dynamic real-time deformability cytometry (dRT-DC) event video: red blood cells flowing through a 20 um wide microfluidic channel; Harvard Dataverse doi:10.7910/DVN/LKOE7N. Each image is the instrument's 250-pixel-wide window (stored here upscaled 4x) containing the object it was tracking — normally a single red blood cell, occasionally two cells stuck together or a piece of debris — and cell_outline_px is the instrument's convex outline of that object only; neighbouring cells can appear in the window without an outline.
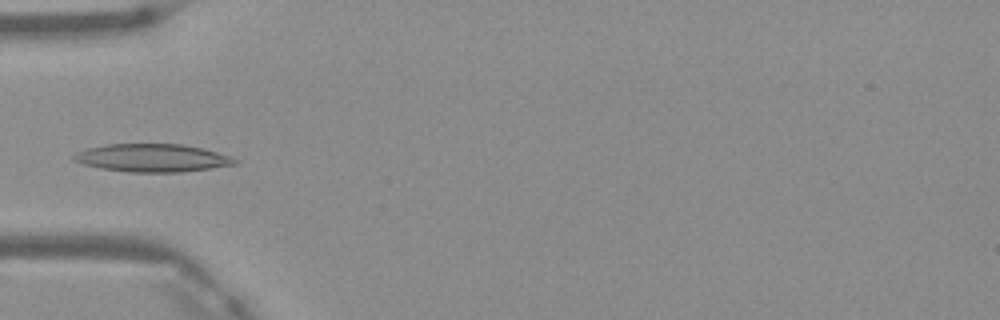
{"species": "Egyptian fruit bat (a non-hibernating species)", "species_latin": "Rousettus aegyptiacus", "temperature_condition": "warm", "stored_images_in_passage": 4, "camera_frame_rate_fps": 3000, "um_per_image_px": 0.085, "frame": {"image": 1, "passage_image": 4, "time_ms": 1.0, "image_size_px": [1000, 320], "cell_outline_px": [[240, 164], [212, 168], [180, 172], [128, 172], [100, 168], [84, 164], [72, 160], [72, 156], [88, 148], [108, 144], [184, 144], [216, 152], [240, 160]], "centroid_in_image_um": [12.98, 13.43], "position_along_channel_um": 72.0, "area_um2": 26.13}}